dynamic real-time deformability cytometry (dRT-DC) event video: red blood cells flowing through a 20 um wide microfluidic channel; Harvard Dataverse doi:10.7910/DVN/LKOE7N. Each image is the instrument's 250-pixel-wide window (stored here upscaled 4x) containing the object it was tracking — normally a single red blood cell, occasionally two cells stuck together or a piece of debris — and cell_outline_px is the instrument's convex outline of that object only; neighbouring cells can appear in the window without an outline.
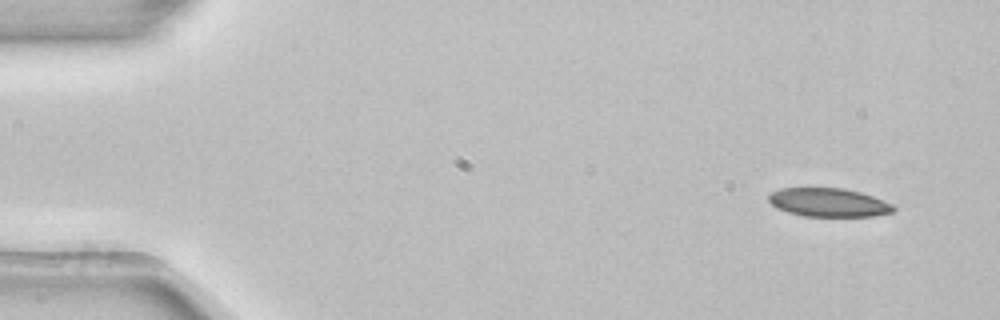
{"species": "common noctule bat (a hibernating species)", "species_latin": "Nyctalus noctula", "temperature_condition": "room temperature", "stored_images_in_passage": 4, "camera_frame_rate_fps": 3000, "um_per_image_px": 0.085, "animal": {"sex": "female", "body_mass_g": 22.7, "forearm_length_mm": 54.2}, "frame": {"image": 1, "passage_image": 1, "time_ms": 0.0, "image_size_px": [1000, 320], "cell_outline_px": [[896, 208], [892, 212], [872, 216], [804, 216], [788, 212], [776, 208], [768, 200], [768, 196], [772, 192], [780, 188], [844, 188], [860, 192], [884, 200], [892, 204]], "centroid_in_image_um": [70.42, 17.2], "position_along_channel_um": 14.6, "area_um2": 20.75}}
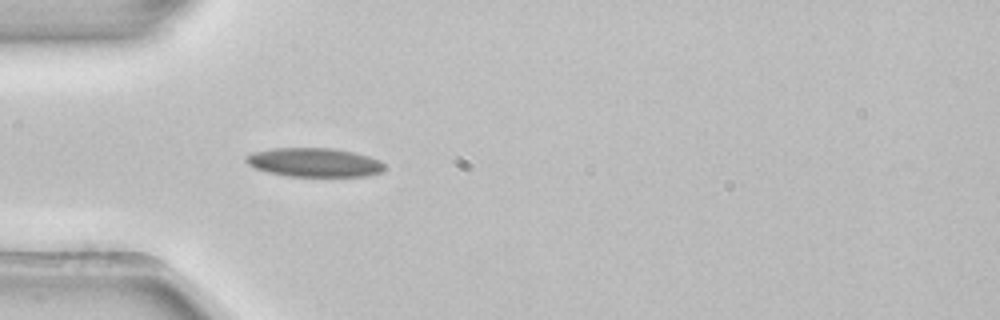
{"frame": {"image": 2, "passage_image": 4, "time_ms": 1.0, "image_size_px": [1000, 320], "cell_outline_px": [[384, 172], [368, 176], [288, 176], [268, 172], [256, 168], [248, 164], [244, 160], [244, 156], [252, 152], [272, 148], [332, 148], [352, 152], [368, 156], [380, 160], [384, 164]], "centroid_in_image_um": [26.71, 13.8], "position_along_channel_um": 58.3, "area_um2": 23.41}}